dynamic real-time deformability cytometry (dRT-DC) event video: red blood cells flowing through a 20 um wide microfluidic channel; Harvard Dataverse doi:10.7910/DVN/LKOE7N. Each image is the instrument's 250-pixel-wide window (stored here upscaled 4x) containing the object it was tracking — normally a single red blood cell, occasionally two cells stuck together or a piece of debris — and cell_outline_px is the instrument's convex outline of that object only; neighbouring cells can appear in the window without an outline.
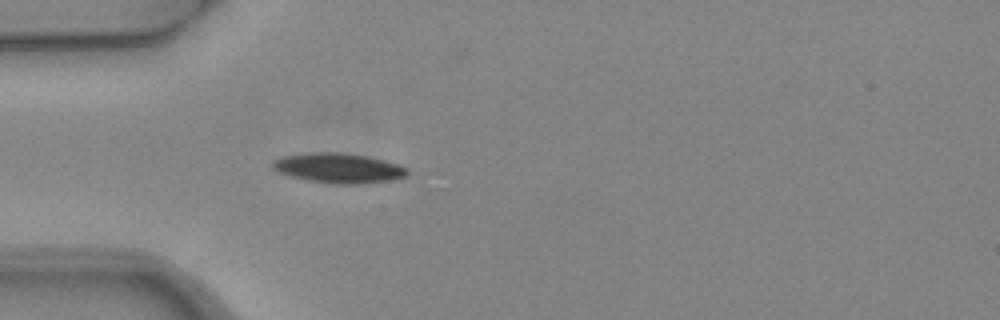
{"species": "common noctule bat (a hibernating species)", "species_latin": "Nyctalus noctula", "temperature_condition": "warm", "stored_images_in_passage": 3, "camera_frame_rate_fps": 3000, "um_per_image_px": 0.085, "animal": {"sex": "female", "body_mass_g": 24.6, "forearm_length_mm": 56.2}, "frame": {"image": 1, "passage_image": 3, "time_ms": 0.667, "image_size_px": [1000, 320], "cell_outline_px": [[408, 176], [392, 180], [360, 184], [336, 184], [304, 180], [288, 176], [272, 168], [272, 160], [284, 156], [312, 152], [340, 152], [368, 156], [400, 164], [408, 168]], "centroid_in_image_um": [28.8, 14.29], "position_along_channel_um": 56.2, "area_um2": 23.76}}